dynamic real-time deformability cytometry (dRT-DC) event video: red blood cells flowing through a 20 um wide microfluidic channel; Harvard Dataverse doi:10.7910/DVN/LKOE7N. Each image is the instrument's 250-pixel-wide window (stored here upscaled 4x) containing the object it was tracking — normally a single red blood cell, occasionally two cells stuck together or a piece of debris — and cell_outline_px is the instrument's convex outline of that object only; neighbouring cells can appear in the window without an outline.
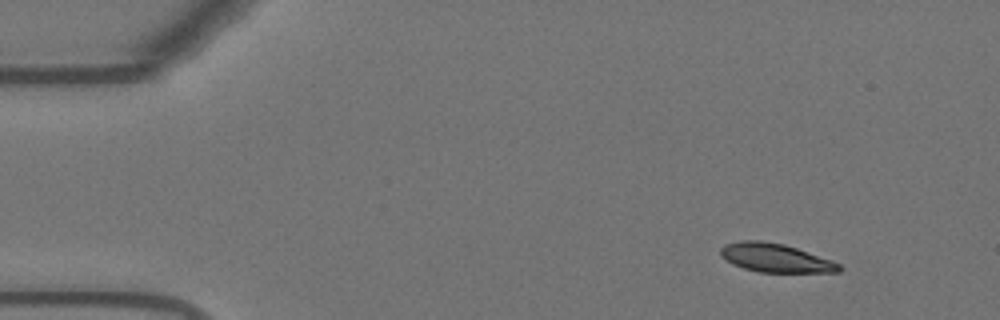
{"species": "Egyptian fruit bat (a non-hibernating species)", "species_latin": "Rousettus aegyptiacus", "temperature_condition": "warm", "stored_images_in_passage": 31, "camera_frame_rate_fps": 3000, "um_per_image_px": 0.085, "animal": {"sex": "female"}, "frame": {"image": 1, "passage_image": 1, "time_ms": 0.0, "image_size_px": [1000, 320], "cell_outline_px": [[840, 272], [760, 272], [744, 268], [732, 264], [720, 256], [720, 248], [724, 244], [740, 240], [760, 240], [784, 244], [832, 260], [840, 264]], "centroid_in_image_um": [65.87, 21.91], "position_along_channel_um": 19.1, "area_um2": 19.77}}
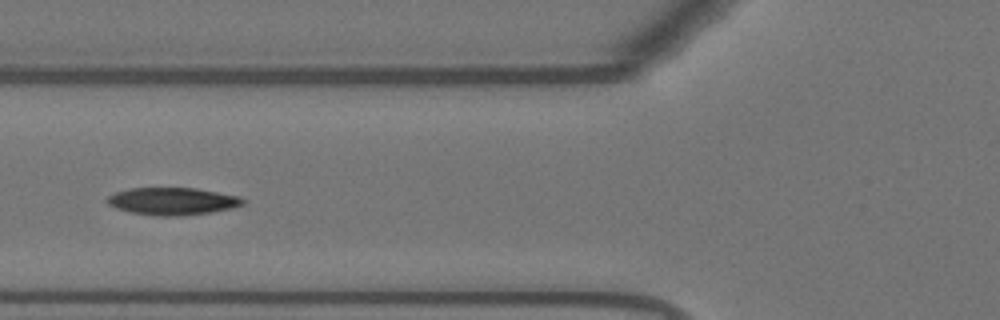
{"frame": {"image": 2, "passage_image": 16, "time_ms": 5.0, "image_size_px": [1000, 320], "cell_outline_px": [[244, 204], [232, 208], [212, 212], [180, 216], [156, 216], [128, 212], [116, 208], [108, 204], [104, 200], [108, 196], [116, 192], [128, 188], [196, 188], [240, 196], [244, 200]], "centroid_in_image_um": [14.64, 17.11], "position_along_channel_um": 111.2, "area_um2": 21.85}}
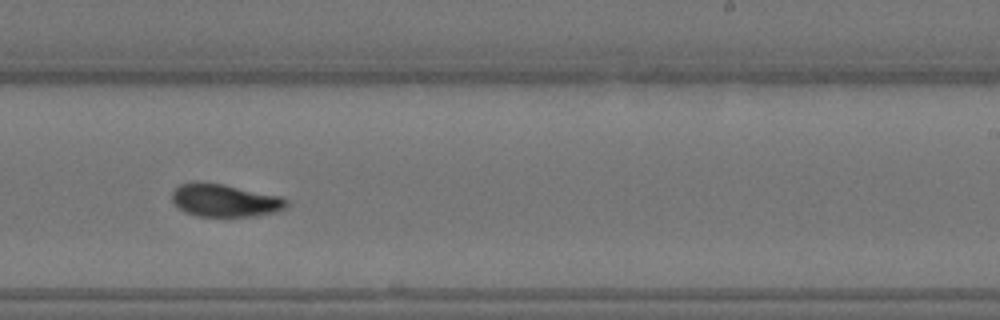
{"frame": {"image": 3, "passage_image": 29, "time_ms": 9.333, "image_size_px": [1000, 320], "cell_outline_px": [[288, 208], [276, 212], [256, 216], [196, 216], [184, 212], [172, 200], [172, 192], [180, 184], [196, 180], [224, 184], [280, 196], [288, 200]], "centroid_in_image_um": [19.12, 17.02], "position_along_channel_um": 269.9, "area_um2": 22.14}}